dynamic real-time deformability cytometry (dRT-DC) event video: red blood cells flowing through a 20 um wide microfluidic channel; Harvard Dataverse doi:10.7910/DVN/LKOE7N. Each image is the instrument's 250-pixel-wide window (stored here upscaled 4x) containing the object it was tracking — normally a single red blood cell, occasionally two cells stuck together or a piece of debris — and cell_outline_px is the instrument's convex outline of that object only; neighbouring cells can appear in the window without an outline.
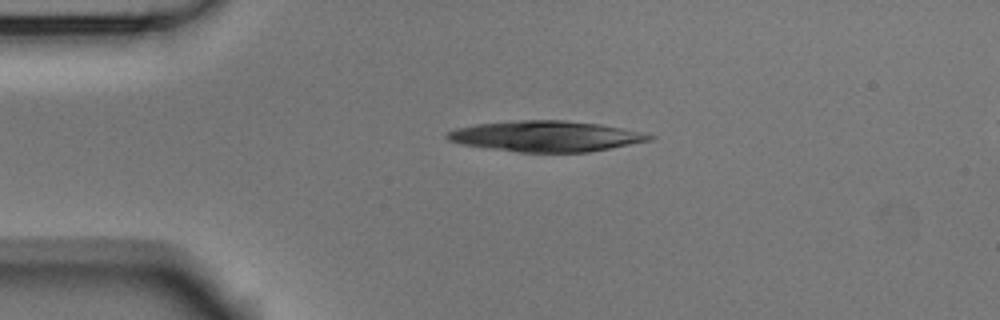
{"species": "Egyptian fruit bat (a non-hibernating species)", "species_latin": "Rousettus aegyptiacus", "temperature_condition": "room temperature", "stored_images_in_passage": 14, "camera_frame_rate_fps": 3000, "um_per_image_px": 0.085, "animal": {"sex": "male"}, "frame": {"image": 1, "passage_image": 10, "time_ms": 3.0, "image_size_px": [1000, 320], "cell_outline_px": [[656, 136], [652, 140], [588, 152], [520, 152], [460, 144], [448, 140], [444, 136], [448, 132], [456, 128], [476, 124], [516, 120], [564, 120], [600, 124], [644, 132]], "centroid_in_image_um": [46.41, 11.57], "position_along_channel_um": 38.6, "area_um2": 36.13}}